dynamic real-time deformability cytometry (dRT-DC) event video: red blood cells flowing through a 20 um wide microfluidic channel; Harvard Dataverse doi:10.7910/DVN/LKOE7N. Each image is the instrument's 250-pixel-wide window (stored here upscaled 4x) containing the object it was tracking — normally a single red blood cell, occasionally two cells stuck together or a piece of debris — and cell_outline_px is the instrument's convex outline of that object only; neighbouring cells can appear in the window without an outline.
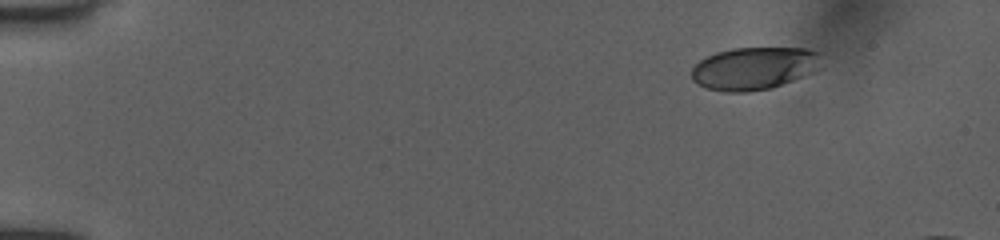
{"species": "human", "species_latin": "Homo sapiens", "temperature_condition": "room temperature", "stored_images_in_passage": 8, "camera_frame_rate_fps": 3000, "um_per_image_px": 0.085, "donor": {"sex": "female"}, "frame": {"image": 1, "passage_image": 1, "time_ms": 0.0, "image_size_px": [1000, 240], "cell_outline_px": [[816, 72], [768, 88], [748, 92], [724, 92], [708, 88], [692, 80], [692, 68], [700, 60], [716, 52], [732, 48], [804, 48], [816, 52]], "centroid_in_image_um": [64.02, 5.81], "position_along_channel_um": 21.0, "area_um2": 31.56}}
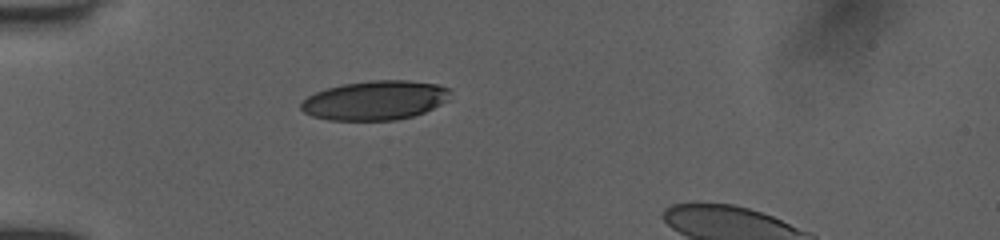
{"frame": {"image": 2, "passage_image": 5, "time_ms": 3.333, "image_size_px": [1000, 240], "cell_outline_px": [[448, 100], [424, 112], [412, 116], [396, 120], [328, 120], [312, 116], [304, 112], [300, 108], [300, 104], [308, 96], [316, 92], [328, 88], [344, 84], [368, 80], [408, 80], [436, 84], [448, 88]], "centroid_in_image_um": [31.86, 8.53], "position_along_channel_um": 53.1, "area_um2": 33.93}}
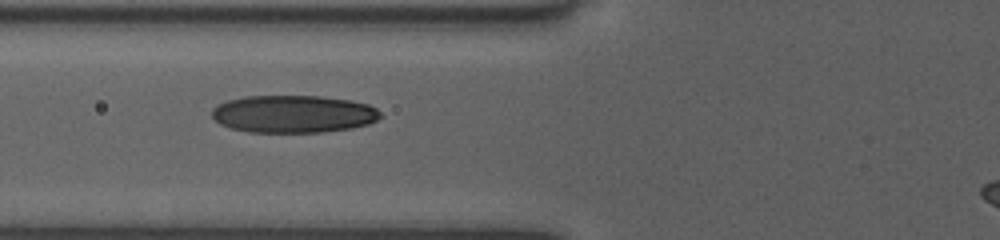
{"frame": {"image": 3, "passage_image": 7, "time_ms": 5.0, "image_size_px": [1000, 240], "cell_outline_px": [[384, 116], [368, 124], [352, 128], [324, 132], [248, 132], [232, 128], [220, 124], [212, 116], [212, 108], [216, 104], [228, 100], [244, 96], [320, 96], [348, 100], [368, 104], [376, 108]], "centroid_in_image_um": [24.94, 9.69], "position_along_channel_um": 100.9, "area_um2": 36.99}}